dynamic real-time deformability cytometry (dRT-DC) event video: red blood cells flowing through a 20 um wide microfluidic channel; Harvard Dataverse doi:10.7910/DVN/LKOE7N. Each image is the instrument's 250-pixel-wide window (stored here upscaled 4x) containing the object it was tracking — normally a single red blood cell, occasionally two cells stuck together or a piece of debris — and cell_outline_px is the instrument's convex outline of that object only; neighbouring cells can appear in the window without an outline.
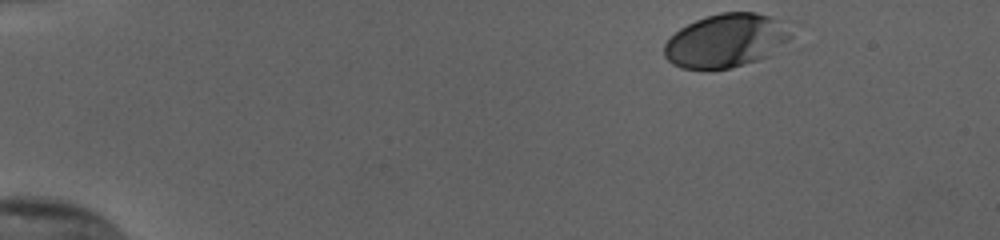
{"species": "human", "species_latin": "Homo sapiens", "temperature_condition": "cold", "stored_images_in_passage": 39, "camera_frame_rate_fps": 3000, "um_per_image_px": 0.085, "donor": {"sex": "female"}, "frame": {"image": 1, "passage_image": 1, "time_ms": 0.0, "image_size_px": [1000, 240], "cell_outline_px": [[804, 24], [792, 44], [768, 56], [732, 68], [680, 68], [672, 64], [664, 56], [664, 44], [680, 28], [696, 20], [720, 12], [756, 12], [796, 20]], "centroid_in_image_um": [62.05, 3.39], "position_along_channel_um": 23.0, "area_um2": 41.85}}
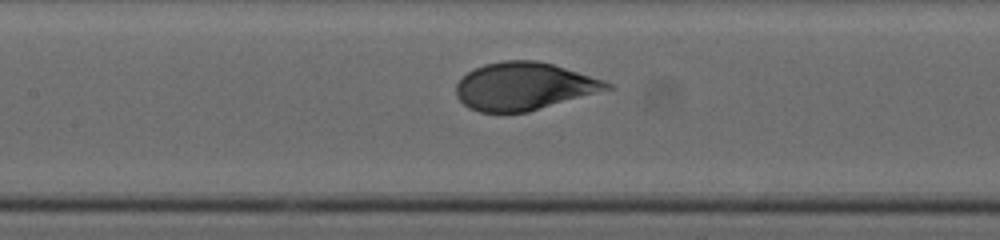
{"frame": {"image": 2, "passage_image": 21, "time_ms": 6.667, "image_size_px": [1000, 240], "cell_outline_px": [[616, 88], [528, 112], [480, 112], [468, 108], [456, 96], [456, 84], [468, 72], [484, 64], [504, 60], [536, 60], [552, 64], [604, 80], [612, 84]], "centroid_in_image_um": [44.56, 7.34], "position_along_channel_um": 162.8, "area_um2": 41.91}}
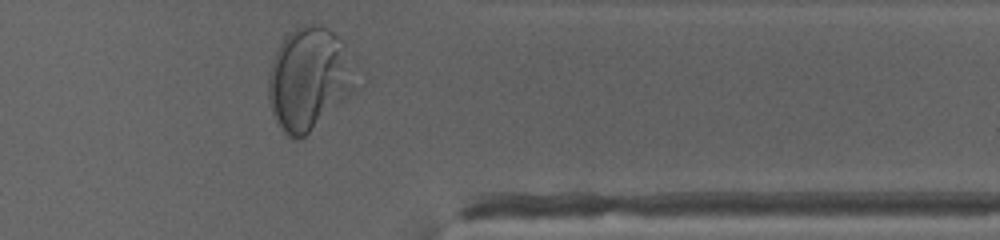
{"frame": {"image": 3, "passage_image": 39, "time_ms": 12.667, "image_size_px": [1000, 240], "cell_outline_px": [[356, 92], [300, 140], [292, 140], [284, 136], [276, 124], [268, 100], [268, 72], [272, 60], [280, 44], [300, 24], [320, 24], [328, 28], [344, 40], [348, 52], [356, 88]], "centroid_in_image_um": [26.24, 6.75], "position_along_channel_um": 385.2, "area_um2": 52.89}, "authors_computed_cell_mechanics": {"area_um2": 41.7316, "velocity_mm_per_s": 3.7877, "shape_relaxation_time_tau1_ms": 3.1551, "shape_relaxation_time_tau2_ms": null, "deformation_change_tau1": 0.1718, "deformation_change_tau2": null}}